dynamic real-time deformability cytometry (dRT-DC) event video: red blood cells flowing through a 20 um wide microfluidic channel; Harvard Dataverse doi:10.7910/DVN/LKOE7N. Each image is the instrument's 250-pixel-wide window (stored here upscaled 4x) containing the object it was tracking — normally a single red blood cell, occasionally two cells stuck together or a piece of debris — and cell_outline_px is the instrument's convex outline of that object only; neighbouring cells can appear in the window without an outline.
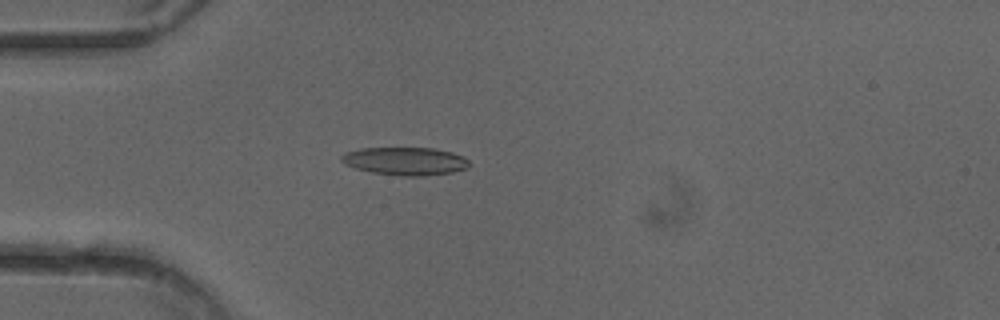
{"species": "common noctule bat (a hibernating species)", "species_latin": "Nyctalus noctula", "temperature_condition": "cold", "stored_images_in_passage": 52, "camera_frame_rate_fps": 3000, "um_per_image_px": 0.085, "animal": {"sex": "female"}, "frame": {"image": 1, "passage_image": 15, "time_ms": 4.667, "image_size_px": [1000, 320], "cell_outline_px": [[468, 168], [452, 172], [424, 176], [404, 176], [372, 172], [356, 168], [344, 164], [340, 160], [340, 156], [344, 152], [360, 148], [432, 148], [452, 152], [464, 156], [468, 160]], "centroid_in_image_um": [34.42, 13.69], "position_along_channel_um": 50.6, "area_um2": 20.87}}
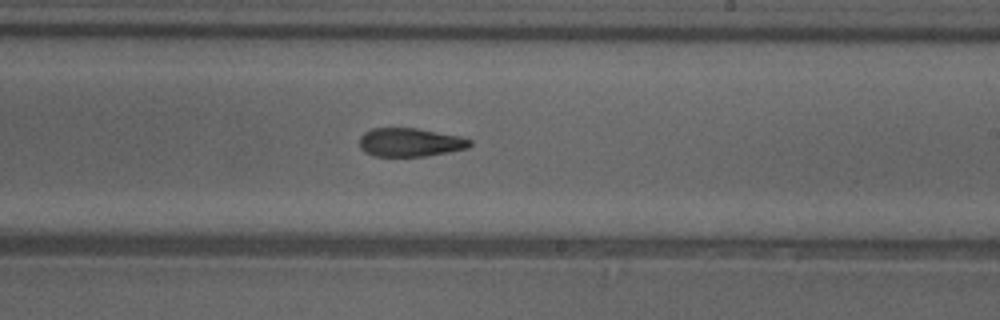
{"frame": {"image": 2, "passage_image": 31, "time_ms": 10.0, "image_size_px": [1000, 320], "cell_outline_px": [[472, 144], [468, 148], [448, 152], [424, 156], [372, 156], [364, 152], [360, 148], [360, 136], [364, 132], [372, 128], [416, 128], [460, 136], [472, 140]], "centroid_in_image_um": [34.84, 12.1], "position_along_channel_um": 254.2, "area_um2": 18.44}}
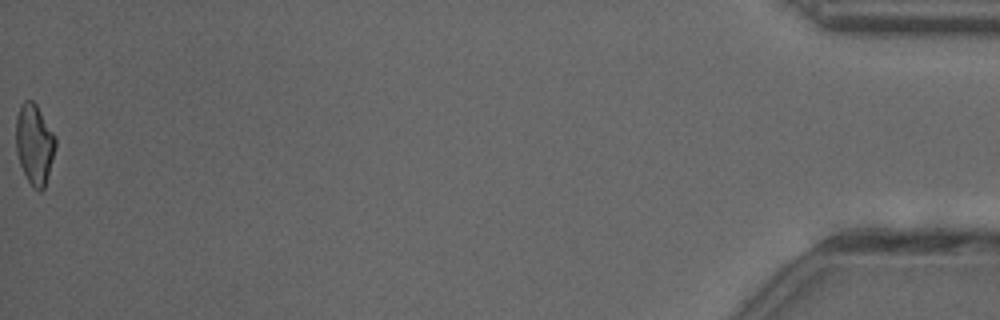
{"frame": {"image": 3, "passage_image": 52, "time_ms": 17.0, "image_size_px": [1000, 320], "cell_outline_px": [[56, 148], [44, 188], [40, 192], [28, 180], [20, 164], [16, 152], [16, 116], [20, 104], [24, 100], [32, 100], [36, 104], [56, 136]], "centroid_in_image_um": [2.93, 12.21], "position_along_channel_um": 432.3, "area_um2": 18.5}, "authors_computed_cell_mechanics": {"area_um2": 19.7387, "velocity_mm_per_s": 4.0343, "shape_relaxation_time_tau1_ms": null, "shape_relaxation_time_tau2_ms": 3.6813, "deformation_change_tau1": null, "deformation_change_tau2": 0.1262}}